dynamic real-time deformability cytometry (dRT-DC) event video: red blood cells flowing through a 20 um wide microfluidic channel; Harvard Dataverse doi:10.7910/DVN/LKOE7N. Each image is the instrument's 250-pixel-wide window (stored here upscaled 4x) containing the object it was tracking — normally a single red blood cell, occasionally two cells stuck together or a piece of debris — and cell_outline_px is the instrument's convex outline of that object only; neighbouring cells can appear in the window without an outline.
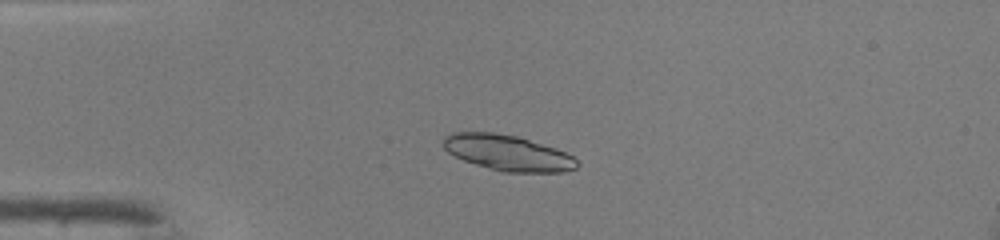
{"species": "common noctule bat (a hibernating species)", "species_latin": "Nyctalus noctula", "temperature_condition": "warm", "stored_images_in_passage": 37, "camera_frame_rate_fps": 3000, "um_per_image_px": 0.085, "animal": {"sex": "male", "body_mass_g": 19.0, "forearm_length_mm": 50.8}, "frame": {"image": 1, "passage_image": 2, "time_ms": 0.333, "image_size_px": [1000, 240], "cell_outline_px": [[580, 164], [576, 168], [564, 172], [504, 172], [476, 164], [464, 160], [448, 152], [444, 148], [444, 140], [452, 132], [492, 132], [516, 136], [564, 152], [572, 156]], "centroid_in_image_um": [43.16, 13.0], "position_along_channel_um": 41.8, "area_um2": 27.17}}
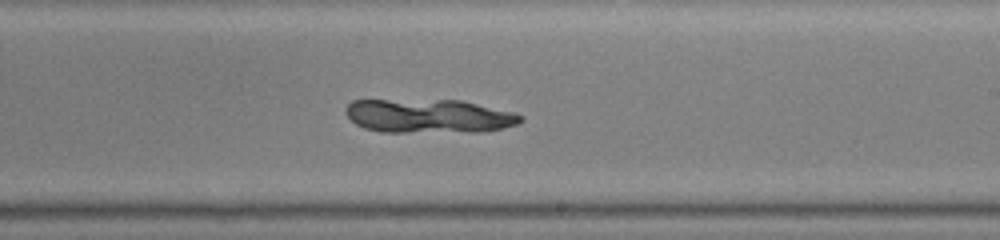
{"frame": {"image": 2, "passage_image": 19, "time_ms": 6.0, "image_size_px": [1000, 240], "cell_outline_px": [[524, 120], [516, 124], [500, 128], [476, 132], [380, 132], [364, 128], [356, 124], [348, 116], [344, 108], [352, 100], [460, 100], [512, 112], [520, 116]], "centroid_in_image_um": [36.39, 9.87], "position_along_channel_um": 252.6, "area_um2": 34.33}}
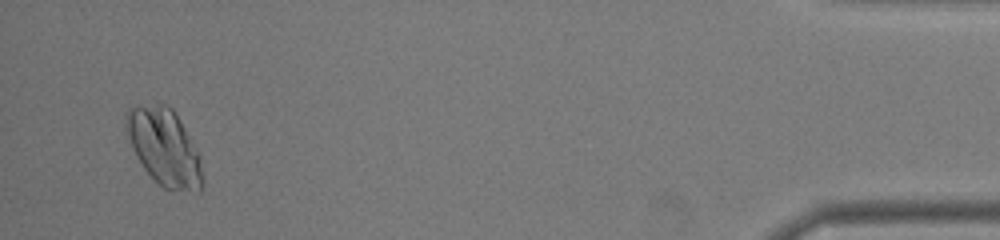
{"frame": {"image": 3, "passage_image": 36, "time_ms": 11.667, "image_size_px": [1000, 240], "cell_outline_px": [[200, 192], [164, 188], [144, 168], [132, 144], [128, 132], [128, 112], [132, 108], [160, 104], [164, 104], [172, 108], [180, 120], [196, 148], [200, 156]], "centroid_in_image_um": [14.01, 12.52], "position_along_channel_um": 421.2, "area_um2": 32.43}}